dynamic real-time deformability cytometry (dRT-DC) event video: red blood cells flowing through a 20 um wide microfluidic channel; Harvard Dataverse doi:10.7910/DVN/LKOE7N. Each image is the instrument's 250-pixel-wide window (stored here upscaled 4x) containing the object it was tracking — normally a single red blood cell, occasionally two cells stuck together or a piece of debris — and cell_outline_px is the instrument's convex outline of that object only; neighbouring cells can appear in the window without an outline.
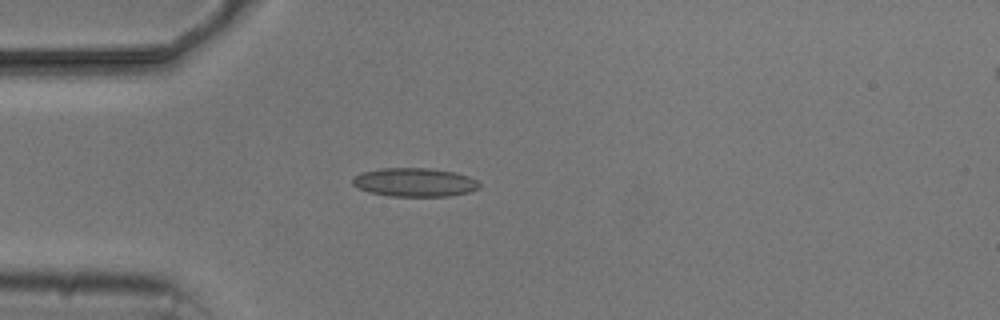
{"species": "common noctule bat (a hibernating species)", "species_latin": "Nyctalus noctula", "temperature_condition": "cold", "stored_images_in_passage": 5, "camera_frame_rate_fps": 3000, "um_per_image_px": 0.085, "animal": {"sex": "male", "body_mass_g": 20.5, "forearm_length_mm": 52.5}, "frame": {"image": 1, "passage_image": 4, "time_ms": 4.667, "image_size_px": [1000, 320], "cell_outline_px": [[480, 188], [468, 192], [448, 196], [388, 196], [368, 192], [352, 184], [352, 180], [360, 172], [380, 168], [428, 168], [456, 172], [468, 176], [476, 180], [480, 184]], "centroid_in_image_um": [35.24, 15.49], "position_along_channel_um": 49.8, "area_um2": 21.21}}